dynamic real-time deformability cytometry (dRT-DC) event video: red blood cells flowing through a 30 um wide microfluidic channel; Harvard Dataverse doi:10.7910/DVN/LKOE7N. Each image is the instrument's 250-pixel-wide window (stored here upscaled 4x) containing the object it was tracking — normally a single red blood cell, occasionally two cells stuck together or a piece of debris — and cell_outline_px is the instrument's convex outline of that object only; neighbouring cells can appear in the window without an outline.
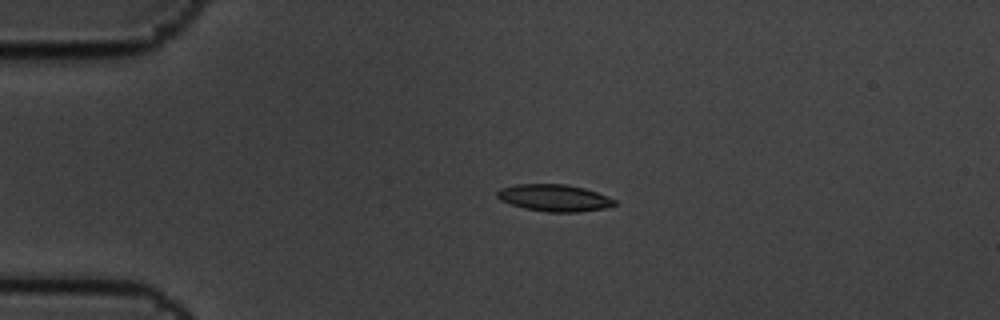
{"species": "common noctule bat (a hibernating species)", "species_latin": "Nyctalus noctula", "temperature_condition": "cold", "stored_images_in_passage": 3, "camera_frame_rate_fps": 3000, "um_per_image_px": 0.085, "animal": {"sex": "male", "body_mass_g": 19.5, "forearm_length_mm": 54.6}, "frame": {"image": 1, "passage_image": 2, "time_ms": 0.333, "image_size_px": [1000, 320], "cell_outline_px": [[616, 204], [604, 208], [576, 212], [548, 212], [524, 208], [500, 200], [496, 196], [496, 192], [500, 188], [516, 184], [564, 184], [584, 188], [608, 196], [616, 200]], "centroid_in_image_um": [47.09, 16.81], "position_along_channel_um": 37.9, "area_um2": 18.32}}